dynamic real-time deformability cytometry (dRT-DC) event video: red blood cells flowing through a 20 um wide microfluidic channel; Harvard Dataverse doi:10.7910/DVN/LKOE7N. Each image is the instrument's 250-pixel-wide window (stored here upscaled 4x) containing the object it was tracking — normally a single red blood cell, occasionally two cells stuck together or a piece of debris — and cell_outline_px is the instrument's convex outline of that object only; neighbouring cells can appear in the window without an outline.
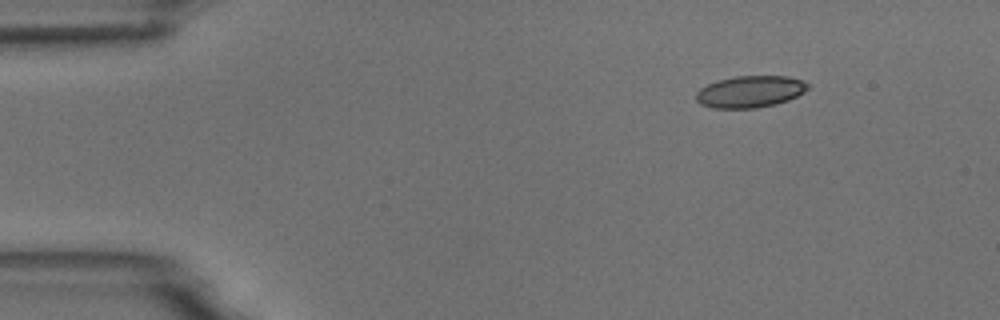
{"species": "common noctule bat (a hibernating species)", "species_latin": "Nyctalus noctula", "temperature_condition": "room temperature", "stored_images_in_passage": 8, "camera_frame_rate_fps": 3000, "um_per_image_px": 0.085, "animal": {"sex": "male", "body_mass_g": 18.8}, "frame": {"image": 1, "passage_image": 1, "time_ms": 0.0, "image_size_px": [1000, 320], "cell_outline_px": [[812, 84], [804, 92], [788, 100], [776, 104], [756, 108], [712, 108], [700, 104], [696, 100], [696, 92], [700, 88], [716, 80], [736, 76], [788, 76]], "centroid_in_image_um": [63.75, 7.79], "position_along_channel_um": 21.2, "area_um2": 20.81}}
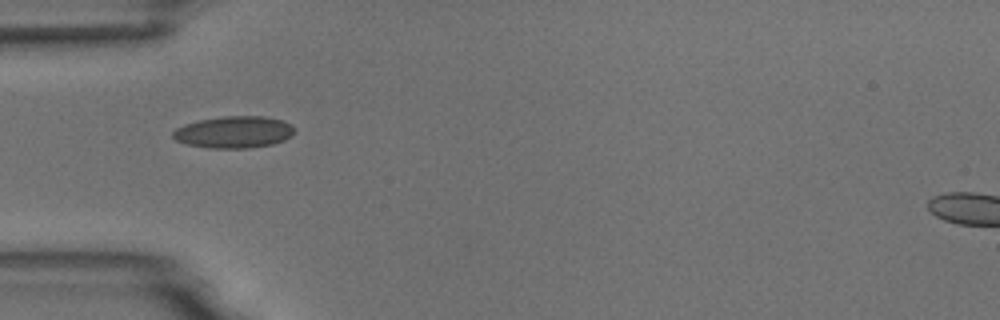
{"frame": {"image": 2, "passage_image": 3, "time_ms": 3.333, "image_size_px": [1000, 320], "cell_outline_px": [[296, 132], [292, 136], [284, 140], [272, 144], [248, 148], [208, 148], [188, 144], [176, 140], [172, 136], [172, 132], [176, 128], [184, 124], [200, 120], [224, 116], [264, 116], [284, 120], [292, 124], [296, 128]], "centroid_in_image_um": [19.94, 11.22], "position_along_channel_um": 65.1, "area_um2": 22.77}}
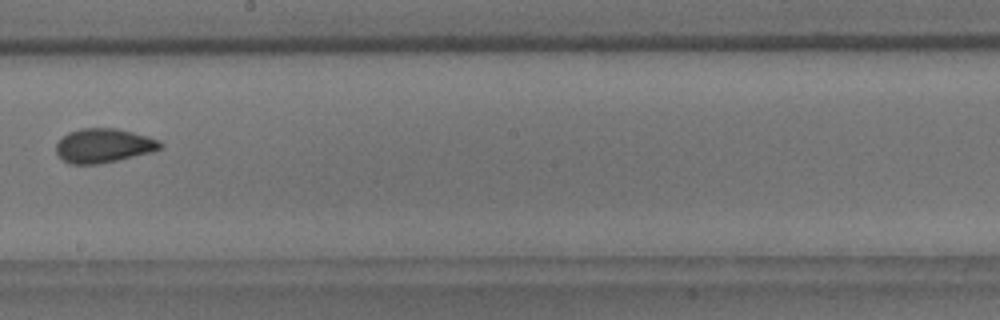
{"frame": {"image": 3, "passage_image": 7, "time_ms": 8.0, "image_size_px": [1000, 320], "cell_outline_px": [[164, 144], [160, 148], [152, 152], [100, 164], [68, 164], [56, 152], [56, 144], [68, 132], [80, 128], [116, 128], [148, 136], [160, 140]], "centroid_in_image_um": [8.82, 12.37], "position_along_channel_um": 239.4, "area_um2": 20.75}}